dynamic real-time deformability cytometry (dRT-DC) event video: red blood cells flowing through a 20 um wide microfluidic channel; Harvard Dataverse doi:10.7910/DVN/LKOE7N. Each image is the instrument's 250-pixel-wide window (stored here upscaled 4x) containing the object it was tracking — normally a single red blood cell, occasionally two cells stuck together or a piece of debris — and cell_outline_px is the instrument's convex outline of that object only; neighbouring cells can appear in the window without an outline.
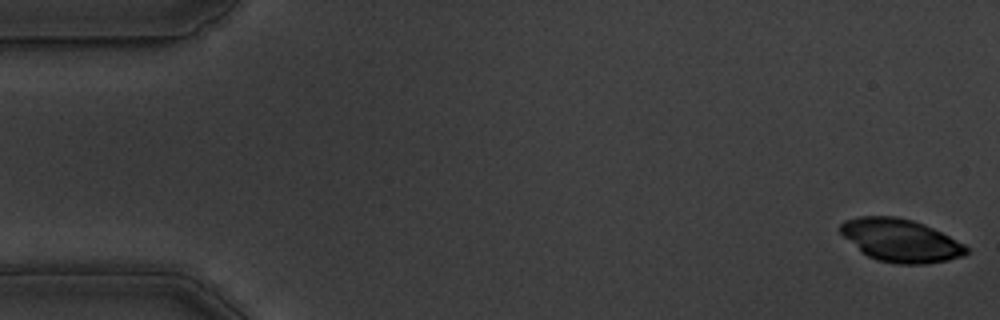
{"species": "common noctule bat (a hibernating species)", "species_latin": "Nyctalus noctula", "temperature_condition": "warm", "stored_images_in_passage": 40, "camera_frame_rate_fps": 3000, "um_per_image_px": 0.085, "animal": {"sex": "male", "body_mass_g": 19.5, "forearm_length_mm": 54.6}, "frame": {"image": 1, "passage_image": 1, "time_ms": 0.0, "image_size_px": [1000, 320], "cell_outline_px": [[968, 252], [964, 256], [948, 260], [924, 264], [900, 264], [876, 260], [860, 252], [840, 232], [840, 224], [844, 220], [860, 216], [896, 216], [912, 220], [924, 224], [964, 244], [968, 248]], "centroid_in_image_um": [76.53, 20.44], "position_along_channel_um": 8.5, "area_um2": 31.39}}